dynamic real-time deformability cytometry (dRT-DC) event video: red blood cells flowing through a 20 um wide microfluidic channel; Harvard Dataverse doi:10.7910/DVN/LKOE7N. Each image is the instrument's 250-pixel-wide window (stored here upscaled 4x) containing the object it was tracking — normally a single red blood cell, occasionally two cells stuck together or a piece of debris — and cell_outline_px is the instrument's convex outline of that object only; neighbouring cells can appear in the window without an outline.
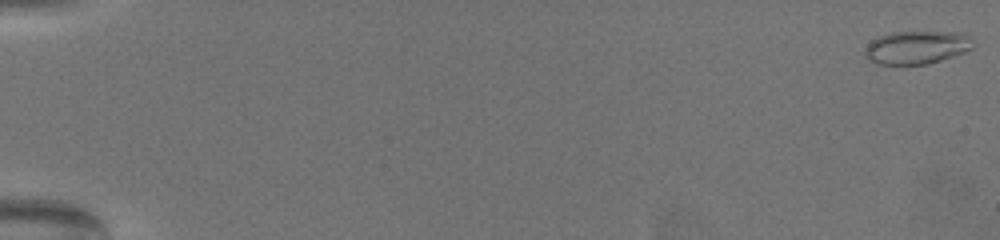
{"species": "common noctule bat (a hibernating species)", "species_latin": "Nyctalus noctula", "temperature_condition": "warm", "stored_images_in_passage": 65, "camera_frame_rate_fps": 3000, "um_per_image_px": 0.085, "animal": {"sex": "female", "body_mass_g": 19.5, "forearm_length_mm": 54.1}, "frame": {"image": 1, "passage_image": 1, "time_ms": 0.0, "image_size_px": [1000, 240], "cell_outline_px": [[976, 44], [972, 48], [964, 52], [928, 64], [876, 64], [868, 60], [864, 56], [864, 48], [872, 40], [880, 36], [892, 32], [964, 32]], "centroid_in_image_um": [77.91, 4.03], "position_along_channel_um": 7.1, "area_um2": 20.98}}
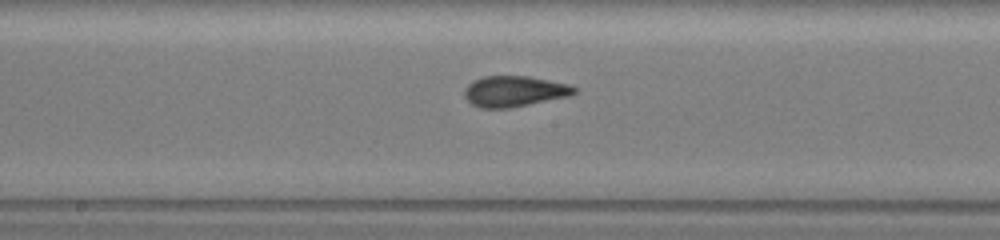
{"frame": {"image": 2, "passage_image": 37, "time_ms": 12.0, "image_size_px": [1000, 240], "cell_outline_px": [[576, 92], [568, 96], [508, 108], [480, 108], [472, 104], [464, 96], [464, 88], [472, 80], [484, 76], [528, 76], [568, 84], [576, 88]], "centroid_in_image_um": [43.66, 7.75], "position_along_channel_um": 204.5, "area_um2": 19.54}}
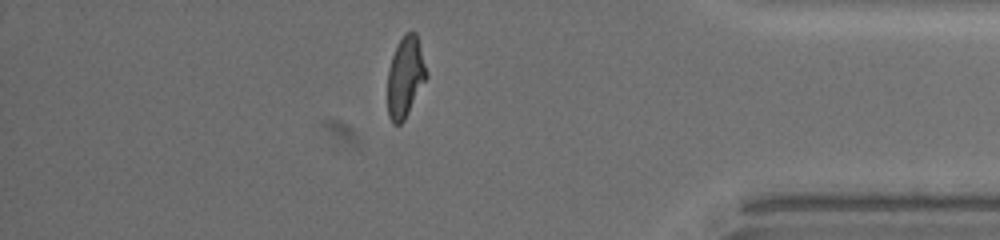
{"frame": {"image": 3, "passage_image": 57, "time_ms": 18.667, "image_size_px": [1000, 240], "cell_outline_px": [[428, 76], [404, 120], [400, 124], [392, 124], [388, 116], [388, 68], [392, 56], [404, 32], [416, 32], [428, 72]], "centroid_in_image_um": [34.45, 6.54], "position_along_channel_um": 400.7, "area_um2": 18.26}, "authors_computed_cell_mechanics": {"area_um2": 19.3052, "velocity_mm_per_s": 3.3407, "shape_relaxation_time_tau1_ms": null, "shape_relaxation_time_tau2_ms": 1.1489, "deformation_change_tau1": null, "deformation_change_tau2": 0.0904}}